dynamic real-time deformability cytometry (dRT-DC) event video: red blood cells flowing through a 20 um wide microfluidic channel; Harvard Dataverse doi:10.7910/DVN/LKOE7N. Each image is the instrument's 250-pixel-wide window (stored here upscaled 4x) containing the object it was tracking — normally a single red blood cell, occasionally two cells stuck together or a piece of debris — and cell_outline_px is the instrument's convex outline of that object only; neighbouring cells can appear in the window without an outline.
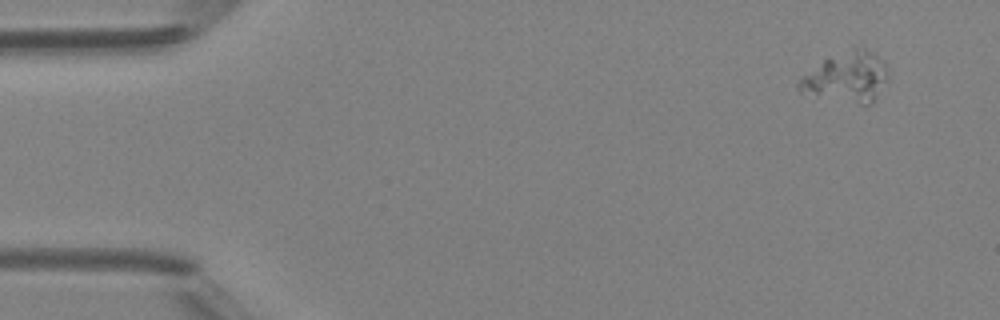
{"species": "Egyptian fruit bat (a non-hibernating species)", "species_latin": "Rousettus aegyptiacus", "temperature_condition": "room temperature", "stored_images_in_passage": 3, "camera_frame_rate_fps": 3000, "um_per_image_px": 0.085, "animal": {"sex": "female"}, "frame": {"image": 1, "passage_image": 3, "time_ms": 2.333, "image_size_px": [1000, 320], "cell_outline_px": [[888, 80], [876, 100], [872, 104], [864, 108], [800, 92], [796, 88], [796, 84], [804, 76], [828, 56], [860, 44], [888, 64]], "centroid_in_image_um": [72.04, 6.59], "position_along_channel_um": 13.0, "area_um2": 27.17}}